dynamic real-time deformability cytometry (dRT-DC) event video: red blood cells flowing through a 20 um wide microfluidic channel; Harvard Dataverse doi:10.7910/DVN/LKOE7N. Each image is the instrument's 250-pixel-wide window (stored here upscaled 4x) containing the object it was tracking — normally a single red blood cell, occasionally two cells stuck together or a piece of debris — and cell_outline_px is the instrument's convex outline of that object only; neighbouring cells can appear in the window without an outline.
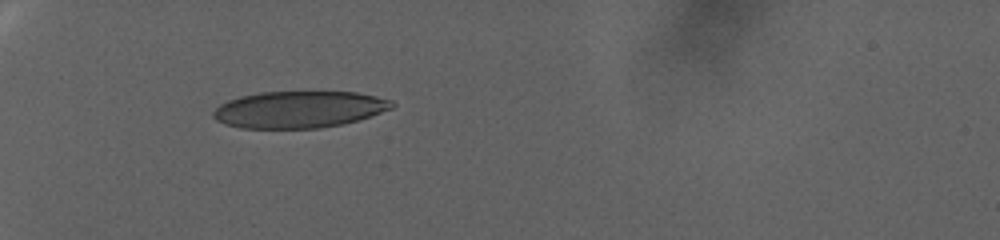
{"species": "human", "species_latin": "Homo sapiens", "temperature_condition": "warm", "stored_images_in_passage": 62, "camera_frame_rate_fps": 3000, "um_per_image_px": 0.085, "donor": {"sex": "female"}, "frame": {"image": 1, "passage_image": 1, "time_ms": 0.0, "image_size_px": [1000, 240], "cell_outline_px": [[396, 104], [392, 108], [356, 120], [340, 124], [320, 128], [240, 128], [224, 124], [216, 120], [212, 116], [212, 112], [220, 104], [228, 100], [240, 96], [260, 92], [356, 92], [376, 96], [392, 100]], "centroid_in_image_um": [25.38, 9.3], "position_along_channel_um": 59.6, "area_um2": 38.15}}
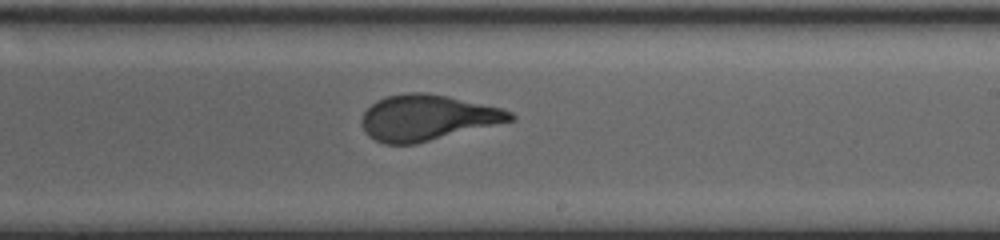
{"frame": {"image": 2, "passage_image": 30, "time_ms": 9.667, "image_size_px": [1000, 240], "cell_outline_px": [[516, 120], [416, 144], [384, 144], [368, 136], [360, 120], [364, 112], [376, 100], [388, 96], [408, 92], [424, 92], [448, 96], [500, 108], [512, 112], [516, 116]], "centroid_in_image_um": [36.33, 10.01], "position_along_channel_um": 252.7, "area_um2": 39.54}}
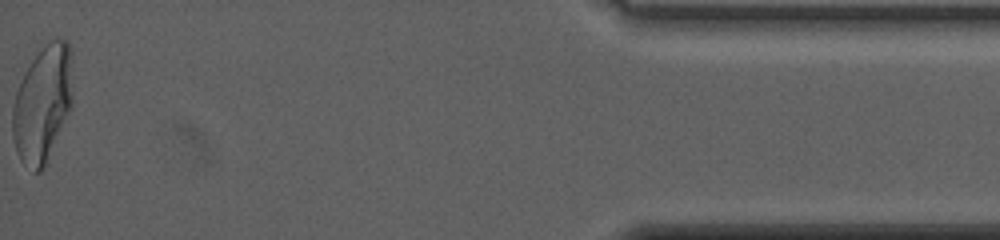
{"frame": {"image": 3, "passage_image": 62, "time_ms": 20.333, "image_size_px": [1000, 240], "cell_outline_px": [[72, 108], [44, 168], [40, 172], [36, 172], [20, 160], [16, 152], [12, 136], [12, 108], [16, 92], [24, 72], [32, 60], [52, 40], [68, 40], [72, 96]], "centroid_in_image_um": [3.6, 8.91], "position_along_channel_um": 431.6, "area_um2": 40.4}, "authors_computed_cell_mechanics": {"area_um2": 39.593, "velocity_mm_per_s": 2.2891, "shape_relaxation_time_tau1_ms": 11.1556, "shape_relaxation_time_tau2_ms": null, "deformation_change_tau1": 0.2825, "deformation_change_tau2": null}}